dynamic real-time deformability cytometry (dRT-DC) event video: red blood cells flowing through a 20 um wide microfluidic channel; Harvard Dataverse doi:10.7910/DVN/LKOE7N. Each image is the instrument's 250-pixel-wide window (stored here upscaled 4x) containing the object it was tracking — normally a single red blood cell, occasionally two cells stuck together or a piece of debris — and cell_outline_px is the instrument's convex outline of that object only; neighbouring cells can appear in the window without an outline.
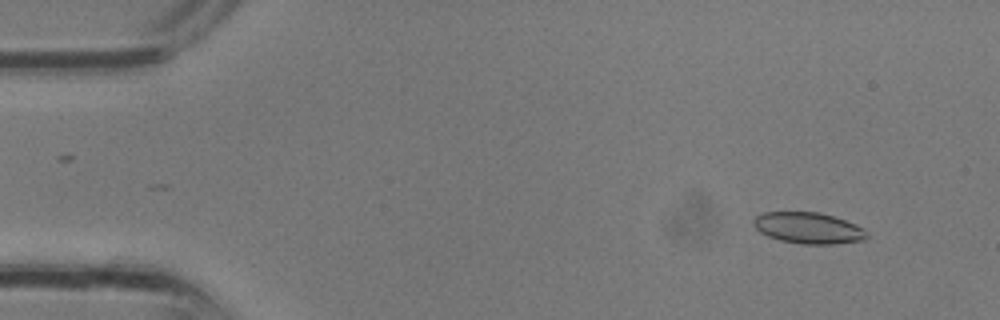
{"species": "common noctule bat (a hibernating species)", "species_latin": "Nyctalus noctula", "temperature_condition": "room temperature", "stored_images_in_passage": 4, "segment_of_instrument_passage": [2, 2], "camera_frame_rate_fps": 3000, "um_per_image_px": 0.085, "animal": {"sex": "male", "body_mass_g": 13.3}, "frame": {"image": 1, "passage_image": 4, "time_ms": 1.0, "image_size_px": [1000, 320], "cell_outline_px": [[868, 236], [864, 240], [836, 244], [800, 244], [780, 240], [768, 236], [760, 232], [752, 224], [752, 220], [756, 216], [764, 212], [820, 212], [856, 224], [864, 228], [868, 232]], "centroid_in_image_um": [68.72, 19.38], "position_along_channel_um": 16.3, "area_um2": 20.75}}